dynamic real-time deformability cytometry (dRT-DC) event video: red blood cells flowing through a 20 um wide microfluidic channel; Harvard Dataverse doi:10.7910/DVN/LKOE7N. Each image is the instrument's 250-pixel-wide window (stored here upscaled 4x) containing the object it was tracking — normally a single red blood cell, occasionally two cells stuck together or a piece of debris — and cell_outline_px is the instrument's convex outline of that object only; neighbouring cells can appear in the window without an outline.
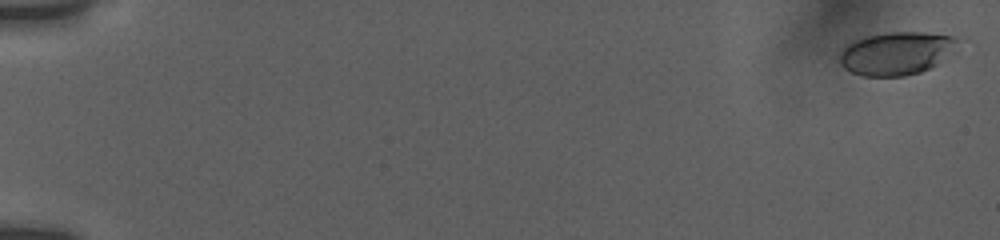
{"species": "human", "species_latin": "Homo sapiens", "temperature_condition": "room temperature", "stored_images_in_passage": 33, "camera_frame_rate_fps": 3000, "um_per_image_px": 0.085, "donor": {"sex": "female"}, "frame": {"image": 1, "passage_image": 2, "time_ms": 0.333, "image_size_px": [1000, 240], "cell_outline_px": [[956, 40], [936, 64], [920, 72], [904, 76], [860, 76], [844, 68], [840, 64], [840, 52], [848, 44], [864, 36], [884, 32], [924, 32], [956, 36]], "centroid_in_image_um": [76.07, 4.53], "position_along_channel_um": 8.9, "area_um2": 28.9}}
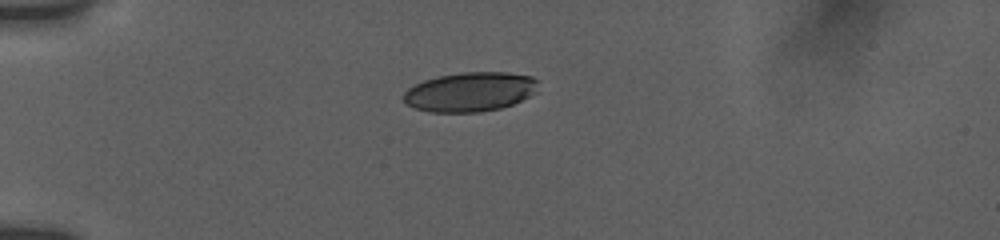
{"frame": {"image": 2, "passage_image": 26, "time_ms": 5.333, "image_size_px": [1000, 240], "cell_outline_px": [[540, 80], [536, 92], [512, 104], [500, 108], [480, 112], [428, 112], [416, 108], [408, 104], [400, 96], [408, 88], [424, 80], [440, 76], [460, 72], [508, 72], [532, 76]], "centroid_in_image_um": [39.97, 7.8], "position_along_channel_um": 45.0, "area_um2": 31.04}}